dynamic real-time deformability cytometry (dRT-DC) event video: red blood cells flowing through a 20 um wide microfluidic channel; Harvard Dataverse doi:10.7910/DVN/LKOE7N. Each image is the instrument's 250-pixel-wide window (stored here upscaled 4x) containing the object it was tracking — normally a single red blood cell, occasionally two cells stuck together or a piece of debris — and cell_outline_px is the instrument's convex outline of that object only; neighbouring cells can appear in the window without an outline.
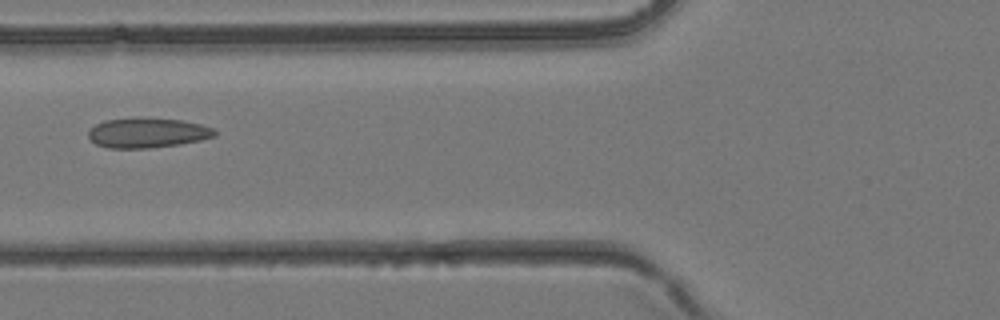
{"species": "common noctule bat (a hibernating species)", "species_latin": "Nyctalus noctula", "temperature_condition": "room temperature", "stored_images_in_passage": 3, "camera_frame_rate_fps": 3000, "um_per_image_px": 0.085, "animal": {"sex": "female", "body_mass_g": 24.6, "forearm_length_mm": 56.2}, "frame": {"image": 1, "passage_image": 3, "time_ms": 0.667, "image_size_px": [1000, 320], "cell_outline_px": [[216, 136], [200, 140], [180, 144], [148, 148], [108, 148], [96, 144], [88, 136], [88, 132], [96, 124], [104, 120], [140, 116], [180, 120], [200, 124], [212, 128], [216, 132]], "centroid_in_image_um": [12.51, 11.27], "position_along_channel_um": 113.3, "area_um2": 22.2}}